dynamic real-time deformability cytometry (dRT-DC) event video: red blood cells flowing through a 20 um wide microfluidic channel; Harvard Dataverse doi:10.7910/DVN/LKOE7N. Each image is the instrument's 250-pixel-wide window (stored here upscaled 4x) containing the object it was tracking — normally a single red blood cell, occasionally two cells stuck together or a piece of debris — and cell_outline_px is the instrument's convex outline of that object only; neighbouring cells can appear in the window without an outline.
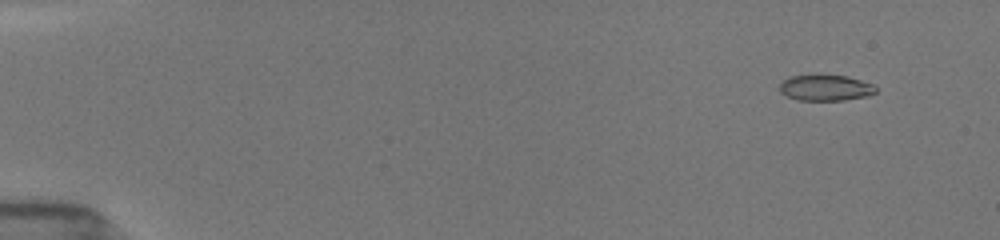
{"species": "common noctule bat (a hibernating species)", "species_latin": "Nyctalus noctula", "temperature_condition": "room temperature", "stored_images_in_passage": 54, "camera_frame_rate_fps": 3000, "um_per_image_px": 0.085, "animal": {"sex": "female", "body_mass_g": 19.5, "forearm_length_mm": 54.1}, "frame": {"image": 1, "passage_image": 5, "time_ms": 1.333, "image_size_px": [1000, 240], "cell_outline_px": [[876, 92], [868, 96], [844, 100], [796, 100], [780, 92], [780, 84], [788, 76], [816, 72], [848, 76], [876, 84]], "centroid_in_image_um": [70.18, 7.41], "position_along_channel_um": 14.8, "area_um2": 15.32}}
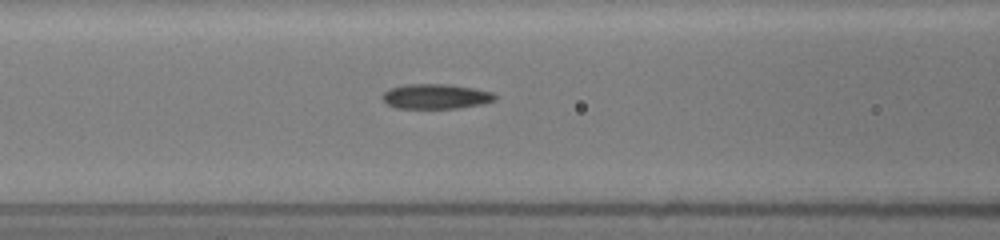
{"frame": {"image": 2, "passage_image": 24, "time_ms": 7.667, "image_size_px": [1000, 240], "cell_outline_px": [[496, 100], [484, 104], [460, 108], [396, 108], [388, 104], [380, 96], [388, 88], [404, 84], [448, 84], [472, 88], [492, 92], [496, 96]], "centroid_in_image_um": [37.03, 8.19], "position_along_channel_um": 129.6, "area_um2": 16.47}}
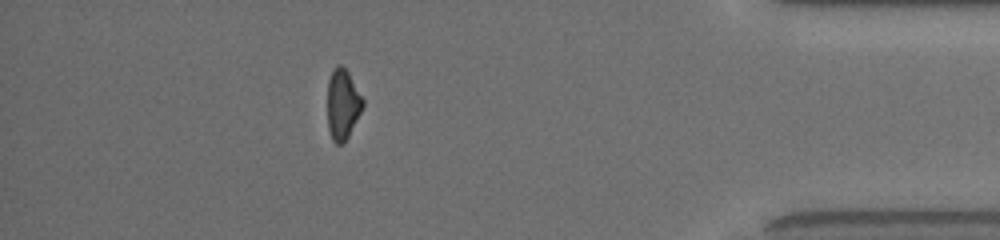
{"frame": {"image": 3, "passage_image": 48, "time_ms": 15.667, "image_size_px": [1000, 240], "cell_outline_px": [[364, 104], [344, 144], [336, 144], [332, 140], [328, 128], [328, 80], [332, 68], [336, 64], [340, 64], [348, 72], [364, 100]], "centroid_in_image_um": [29.11, 8.85], "position_along_channel_um": 406.1, "area_um2": 14.45}, "authors_computed_cell_mechanics": {"area_um2": 15.9239, "velocity_mm_per_s": 3.941, "shape_relaxation_time_tau1_ms": 8.2224, "shape_relaxation_time_tau2_ms": 3.1155, "deformation_change_tau1": 0.1884, "deformation_change_tau2": 0.0957}}